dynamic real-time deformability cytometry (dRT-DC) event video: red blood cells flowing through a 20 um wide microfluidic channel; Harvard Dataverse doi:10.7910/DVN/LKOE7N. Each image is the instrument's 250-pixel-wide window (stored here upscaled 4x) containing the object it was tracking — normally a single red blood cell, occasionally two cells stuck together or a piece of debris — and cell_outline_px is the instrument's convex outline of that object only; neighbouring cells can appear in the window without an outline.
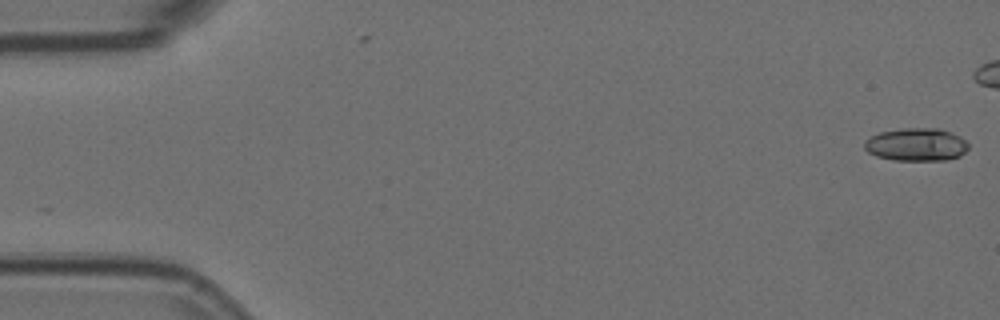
{"species": "Egyptian fruit bat (a non-hibernating species)", "species_latin": "Rousettus aegyptiacus", "temperature_condition": "room temperature", "stored_images_in_passage": 46, "camera_frame_rate_fps": 3000, "um_per_image_px": 0.085, "animal": {"sex": "female"}, "frame": {"image": 1, "passage_image": 1, "time_ms": 0.0, "image_size_px": [1000, 320], "cell_outline_px": [[968, 148], [960, 156], [944, 160], [892, 160], [876, 156], [868, 152], [864, 148], [864, 140], [880, 132], [904, 128], [940, 128], [960, 136], [968, 144]], "centroid_in_image_um": [77.87, 12.29], "position_along_channel_um": 7.1, "area_um2": 19.94}}
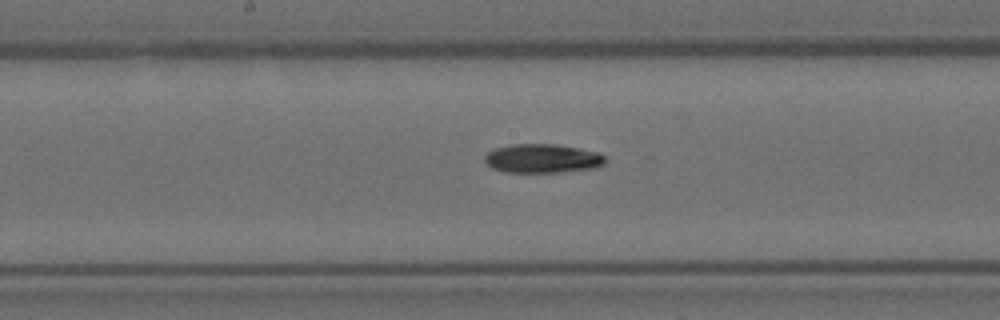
{"frame": {"image": 2, "passage_image": 29, "time_ms": 9.333, "image_size_px": [1000, 320], "cell_outline_px": [[604, 164], [596, 168], [560, 172], [504, 172], [492, 168], [484, 160], [484, 156], [492, 148], [512, 144], [552, 144], [600, 152], [604, 156]], "centroid_in_image_um": [46.08, 13.47], "position_along_channel_um": 202.1, "area_um2": 20.35}}
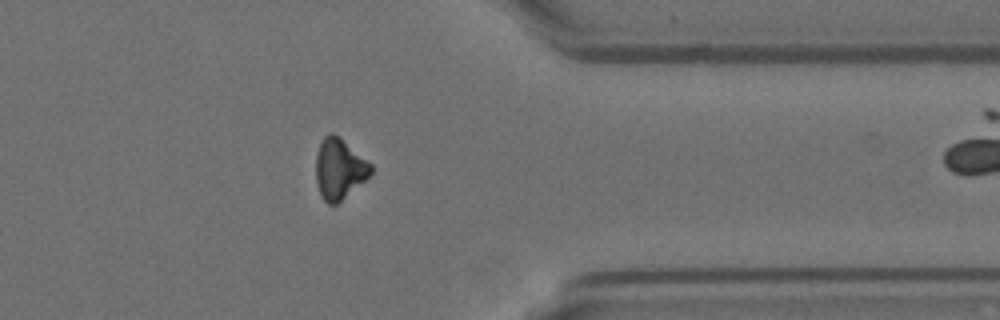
{"frame": {"image": 3, "passage_image": 45, "time_ms": 14.667, "image_size_px": [1000, 320], "cell_outline_px": [[372, 172], [364, 180], [336, 204], [328, 204], [324, 200], [320, 192], [316, 180], [316, 156], [320, 144], [324, 136], [332, 132], [340, 136], [372, 164]], "centroid_in_image_um": [28.84, 14.31], "position_along_channel_um": 382.6, "area_um2": 19.13}}